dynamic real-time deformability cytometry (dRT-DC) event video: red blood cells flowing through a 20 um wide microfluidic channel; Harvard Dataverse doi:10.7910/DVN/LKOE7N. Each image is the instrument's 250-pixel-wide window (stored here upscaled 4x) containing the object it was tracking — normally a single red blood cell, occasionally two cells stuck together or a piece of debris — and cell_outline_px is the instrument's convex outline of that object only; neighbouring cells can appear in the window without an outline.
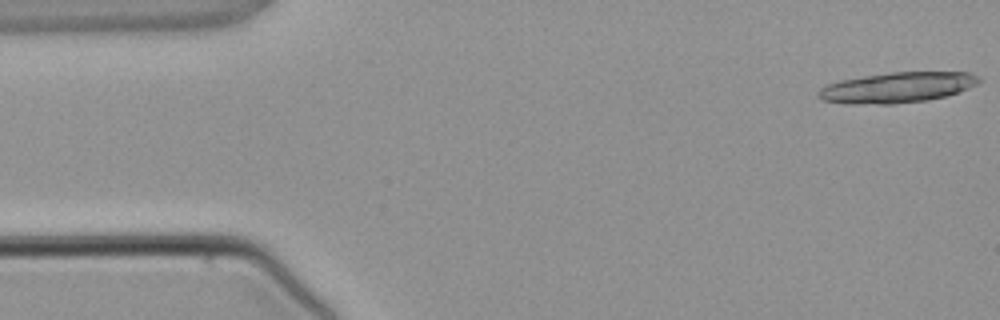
{"species": "common noctule bat (a hibernating species)", "species_latin": "Nyctalus noctula", "temperature_condition": "warm", "stored_images_in_passage": 3, "camera_frame_rate_fps": 3000, "um_per_image_px": 0.085, "animal": {"sex": "male", "body_mass_g": 21.5, "forearm_length_mm": 52.0}, "frame": {"image": 1, "passage_image": 1, "time_ms": 0.0, "image_size_px": [1000, 320], "cell_outline_px": [[980, 80], [976, 84], [960, 92], [928, 100], [892, 104], [844, 104], [820, 100], [816, 92], [820, 88], [828, 84], [840, 80], [864, 76], [892, 72], [968, 72], [980, 76]], "centroid_in_image_um": [76.23, 7.44], "position_along_channel_um": 8.8, "area_um2": 28.67}}